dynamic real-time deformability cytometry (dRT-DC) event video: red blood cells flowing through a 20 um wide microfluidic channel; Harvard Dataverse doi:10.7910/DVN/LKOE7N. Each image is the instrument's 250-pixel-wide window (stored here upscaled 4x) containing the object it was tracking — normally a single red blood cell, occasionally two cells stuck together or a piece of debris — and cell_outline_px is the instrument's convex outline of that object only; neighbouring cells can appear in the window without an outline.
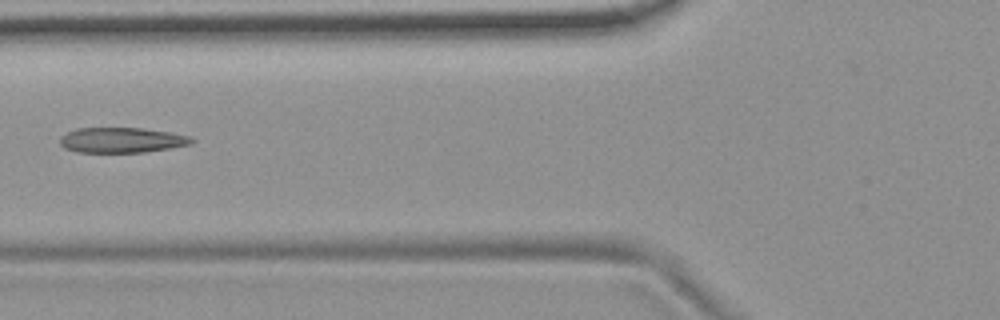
{"species": "common noctule bat (a hibernating species)", "species_latin": "Nyctalus noctula", "temperature_condition": "room temperature", "stored_images_in_passage": 6, "camera_frame_rate_fps": 3000, "um_per_image_px": 0.085, "animal": {"sex": "female", "body_mass_g": 19.9}, "frame": {"image": 1, "passage_image": 3, "time_ms": 0.667, "image_size_px": [1000, 320], "cell_outline_px": [[196, 140], [192, 144], [144, 152], [76, 152], [64, 148], [60, 144], [60, 136], [76, 128], [140, 128], [168, 132], [192, 136]], "centroid_in_image_um": [10.35, 11.91], "position_along_channel_um": 115.5, "area_um2": 19.36}}
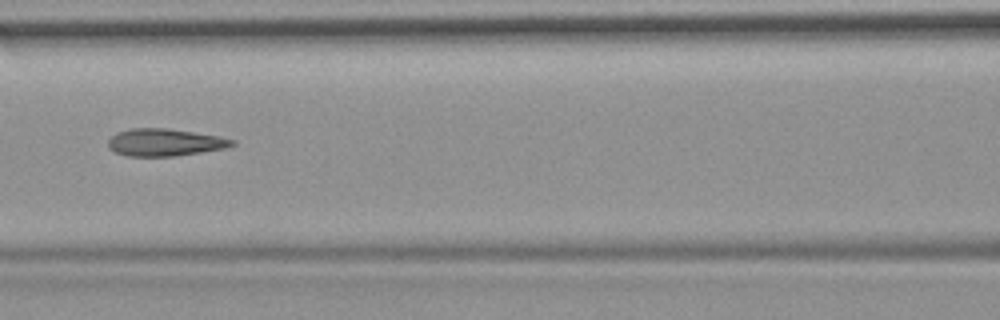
{"frame": {"image": 2, "passage_image": 4, "time_ms": 1.0, "image_size_px": [1000, 320], "cell_outline_px": [[236, 144], [228, 148], [176, 156], [128, 156], [116, 152], [108, 148], [108, 140], [116, 132], [132, 128], [168, 128], [220, 136], [236, 140]], "centroid_in_image_um": [14.05, 12.1], "position_along_channel_um": 152.6, "area_um2": 19.94}}